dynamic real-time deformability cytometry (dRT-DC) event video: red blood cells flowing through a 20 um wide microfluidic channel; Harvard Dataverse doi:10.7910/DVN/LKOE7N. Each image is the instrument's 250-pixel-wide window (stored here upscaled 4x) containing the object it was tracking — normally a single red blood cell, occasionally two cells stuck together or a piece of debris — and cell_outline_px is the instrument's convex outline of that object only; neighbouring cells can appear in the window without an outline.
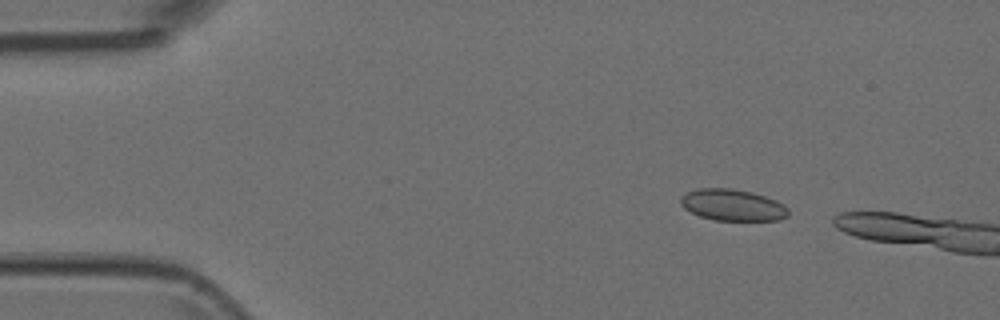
{"species": "Egyptian fruit bat (a non-hibernating species)", "species_latin": "Rousettus aegyptiacus", "temperature_condition": "room temperature", "stored_images_in_passage": 3, "camera_frame_rate_fps": 3000, "um_per_image_px": 0.085, "animal": {"sex": "female"}, "frame": {"image": 1, "passage_image": 2, "time_ms": 0.333, "image_size_px": [1000, 320], "cell_outline_px": [[788, 216], [780, 220], [712, 220], [700, 216], [684, 208], [680, 204], [680, 196], [688, 192], [700, 188], [732, 188], [752, 192], [776, 200], [784, 204], [788, 208]], "centroid_in_image_um": [62.27, 17.42], "position_along_channel_um": 22.7, "area_um2": 19.83}}